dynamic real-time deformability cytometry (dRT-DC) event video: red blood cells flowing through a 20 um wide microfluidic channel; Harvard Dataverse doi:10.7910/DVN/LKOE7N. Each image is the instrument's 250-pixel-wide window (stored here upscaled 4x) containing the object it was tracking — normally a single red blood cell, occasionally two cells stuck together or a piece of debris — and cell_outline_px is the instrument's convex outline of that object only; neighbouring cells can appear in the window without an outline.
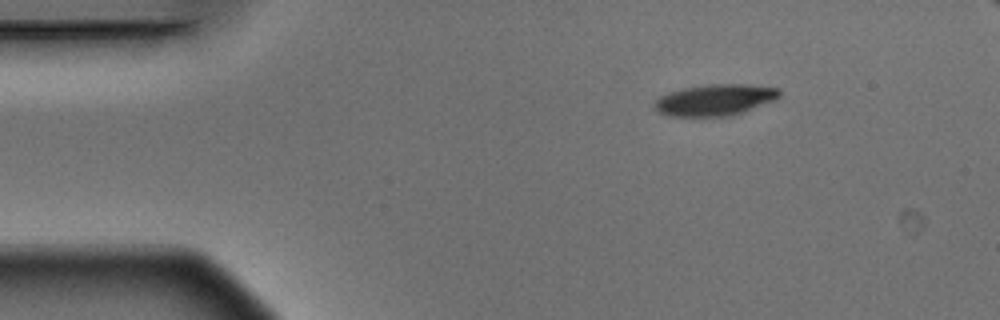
{"species": "Egyptian fruit bat (a non-hibernating species)", "species_latin": "Rousettus aegyptiacus", "temperature_condition": "warm", "stored_images_in_passage": 2, "camera_frame_rate_fps": 3000, "um_per_image_px": 0.085, "animal": {"sex": "male"}, "frame": {"image": 1, "passage_image": 1, "time_ms": 0.0, "image_size_px": [1000, 320], "cell_outline_px": [[780, 96], [776, 100], [732, 116], [668, 116], [656, 112], [652, 108], [652, 104], [660, 96], [684, 88], [712, 84], [748, 84], [780, 88]], "centroid_in_image_um": [60.78, 8.5], "position_along_channel_um": 24.2, "area_um2": 23.0}}